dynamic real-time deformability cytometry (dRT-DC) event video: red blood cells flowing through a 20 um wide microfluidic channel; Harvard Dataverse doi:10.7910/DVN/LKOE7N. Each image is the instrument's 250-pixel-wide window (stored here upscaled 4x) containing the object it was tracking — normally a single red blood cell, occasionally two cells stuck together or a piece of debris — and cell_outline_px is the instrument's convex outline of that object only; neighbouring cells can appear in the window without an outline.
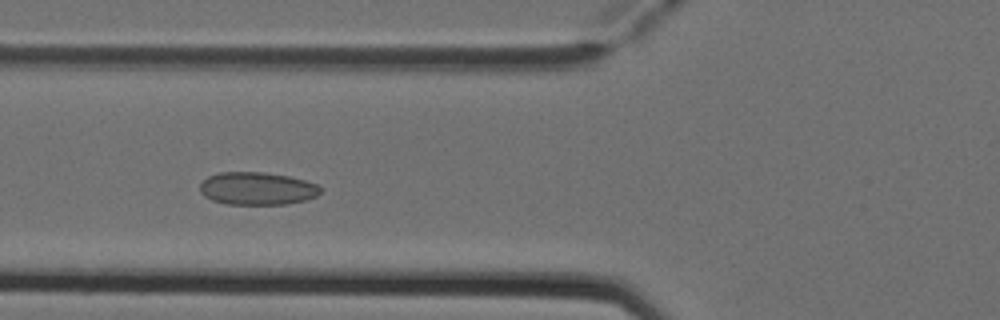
{"species": "Egyptian fruit bat (a non-hibernating species)", "species_latin": "Rousettus aegyptiacus", "temperature_condition": "cold", "stored_images_in_passage": 6, "camera_frame_rate_fps": 3000, "um_per_image_px": 0.085, "animal": {"sex": "female"}, "frame": {"image": 1, "passage_image": 5, "time_ms": 1.333, "image_size_px": [1000, 320], "cell_outline_px": [[320, 192], [316, 196], [304, 200], [288, 204], [228, 204], [212, 200], [204, 196], [200, 192], [200, 184], [208, 176], [220, 172], [264, 172], [288, 176], [304, 180], [316, 184], [320, 188]], "centroid_in_image_um": [21.83, 16.02], "position_along_channel_um": 104.0, "area_um2": 22.89}}
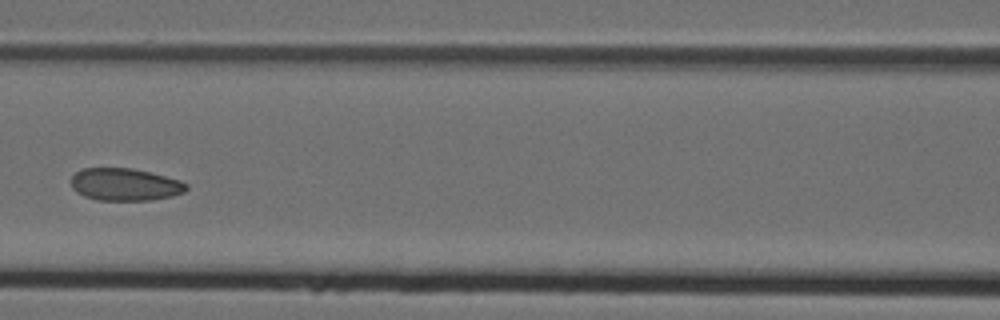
{"frame": {"image": 2, "passage_image": 6, "time_ms": 1.667, "image_size_px": [1000, 320], "cell_outline_px": [[188, 188], [184, 192], [172, 196], [152, 200], [96, 200], [84, 196], [76, 192], [72, 188], [72, 176], [80, 168], [132, 168], [180, 180], [188, 184]], "centroid_in_image_um": [10.61, 15.68], "position_along_channel_um": 156.0, "area_um2": 21.79}}